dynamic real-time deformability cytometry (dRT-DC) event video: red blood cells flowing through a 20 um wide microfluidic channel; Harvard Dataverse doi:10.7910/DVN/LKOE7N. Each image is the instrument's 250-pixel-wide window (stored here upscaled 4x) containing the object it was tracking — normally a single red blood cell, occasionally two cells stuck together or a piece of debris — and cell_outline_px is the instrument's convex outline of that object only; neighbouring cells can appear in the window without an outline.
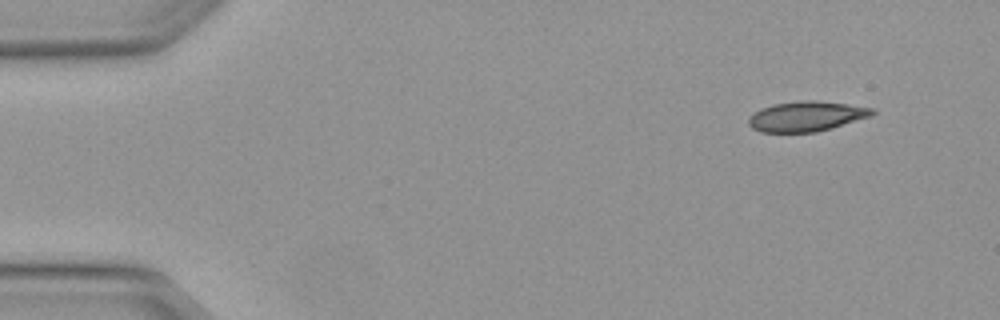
{"species": "Egyptian fruit bat (a non-hibernating species)", "species_latin": "Rousettus aegyptiacus", "temperature_condition": "warm", "stored_images_in_passage": 4, "camera_frame_rate_fps": 3000, "um_per_image_px": 0.085, "animal": {"sex": "female"}, "frame": {"image": 1, "passage_image": 1, "time_ms": 0.0, "image_size_px": [1000, 320], "cell_outline_px": [[876, 112], [872, 116], [832, 128], [816, 132], [760, 132], [752, 128], [748, 124], [748, 116], [772, 104], [800, 100], [816, 100], [876, 108]], "centroid_in_image_um": [68.57, 9.88], "position_along_channel_um": 16.4, "area_um2": 21.79}}
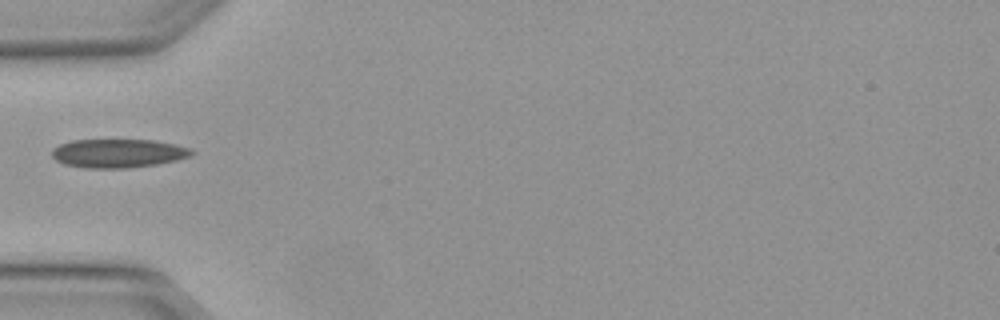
{"frame": {"image": 2, "passage_image": 4, "time_ms": 1.0, "image_size_px": [1000, 320], "cell_outline_px": [[196, 152], [192, 156], [176, 160], [156, 164], [124, 168], [84, 168], [64, 164], [56, 160], [52, 156], [52, 148], [60, 144], [72, 140], [152, 140], [176, 144], [192, 148]], "centroid_in_image_um": [10.06, 13.02], "position_along_channel_um": 74.9, "area_um2": 23.47}}